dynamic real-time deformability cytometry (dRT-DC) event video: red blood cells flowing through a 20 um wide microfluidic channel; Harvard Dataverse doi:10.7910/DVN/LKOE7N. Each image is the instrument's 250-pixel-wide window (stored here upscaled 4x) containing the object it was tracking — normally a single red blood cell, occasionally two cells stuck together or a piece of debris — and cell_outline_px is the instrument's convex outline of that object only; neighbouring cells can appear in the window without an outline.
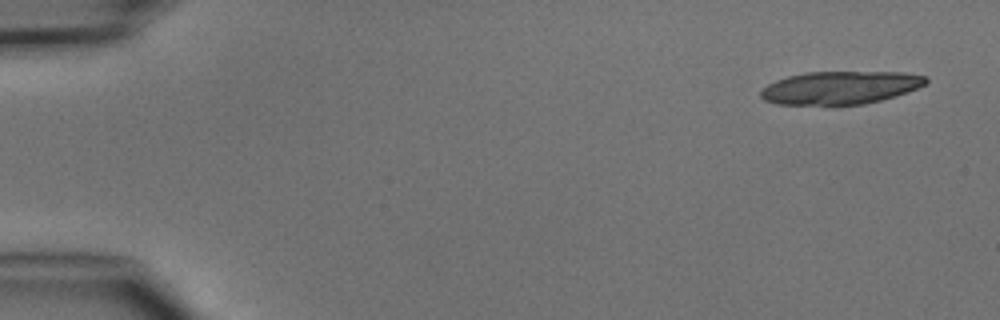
{"species": "common noctule bat (a hibernating species)", "species_latin": "Nyctalus noctula", "temperature_condition": "cold", "stored_images_in_passage": 6, "camera_frame_rate_fps": 3000, "um_per_image_px": 0.085, "animal": {"sex": "male", "body_mass_g": 15.6}, "frame": {"image": 1, "passage_image": 1, "time_ms": 0.0, "image_size_px": [1000, 320], "cell_outline_px": [[928, 84], [896, 96], [864, 104], [776, 104], [764, 100], [760, 96], [760, 92], [768, 84], [776, 80], [788, 76], [804, 72], [904, 72], [928, 76]], "centroid_in_image_um": [71.46, 7.44], "position_along_channel_um": 13.5, "area_um2": 31.73}}